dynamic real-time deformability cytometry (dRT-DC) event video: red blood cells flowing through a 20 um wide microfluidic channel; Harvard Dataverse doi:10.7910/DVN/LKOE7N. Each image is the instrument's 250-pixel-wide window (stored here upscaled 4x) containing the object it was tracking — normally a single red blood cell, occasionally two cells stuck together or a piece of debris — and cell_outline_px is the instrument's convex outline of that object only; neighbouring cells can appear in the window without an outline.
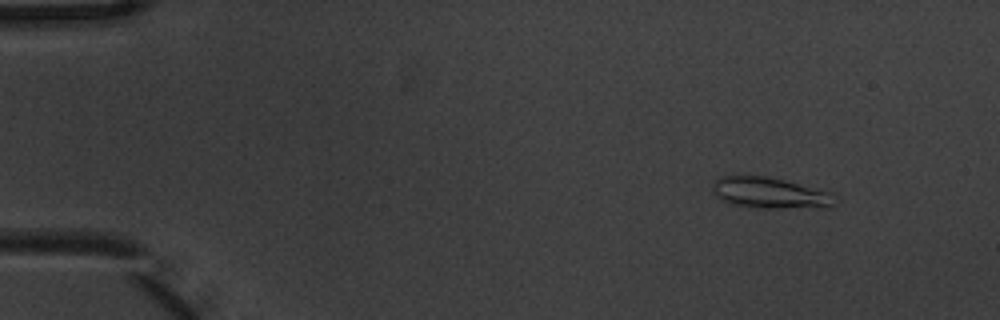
{"species": "common noctule bat (a hibernating species)", "species_latin": "Nyctalus noctula", "temperature_condition": "warm", "stored_images_in_passage": 5, "camera_frame_rate_fps": 3000, "um_per_image_px": 0.085, "animal": {"sex": "male", "body_mass_g": 20.1, "forearm_length_mm": 53.5}, "frame": {"image": 1, "passage_image": 2, "time_ms": 0.333, "image_size_px": [1000, 320], "cell_outline_px": [[832, 208], [760, 208], [732, 204], [716, 196], [712, 192], [712, 184], [720, 176], [768, 176], [832, 192]], "centroid_in_image_um": [65.43, 16.41], "position_along_channel_um": 19.6, "area_um2": 22.08}}
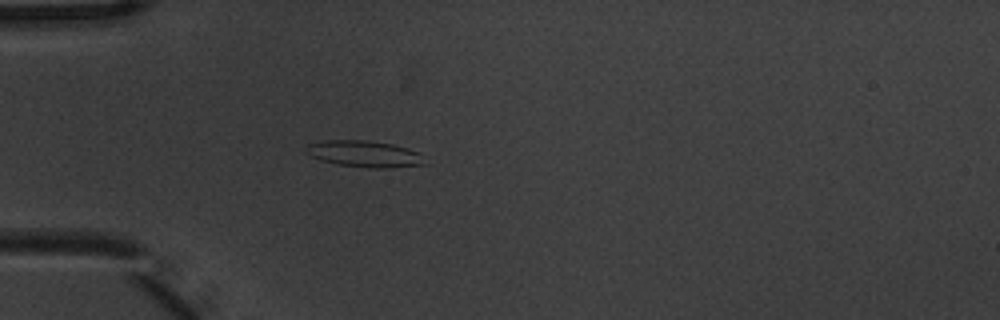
{"frame": {"image": 2, "passage_image": 5, "time_ms": 1.333, "image_size_px": [1000, 320], "cell_outline_px": [[428, 164], [388, 168], [372, 168], [340, 164], [320, 160], [304, 152], [304, 148], [308, 144], [324, 140], [364, 140], [392, 144], [408, 148], [416, 152]], "centroid_in_image_um": [30.94, 13.07], "position_along_channel_um": 54.1, "area_um2": 18.15}}